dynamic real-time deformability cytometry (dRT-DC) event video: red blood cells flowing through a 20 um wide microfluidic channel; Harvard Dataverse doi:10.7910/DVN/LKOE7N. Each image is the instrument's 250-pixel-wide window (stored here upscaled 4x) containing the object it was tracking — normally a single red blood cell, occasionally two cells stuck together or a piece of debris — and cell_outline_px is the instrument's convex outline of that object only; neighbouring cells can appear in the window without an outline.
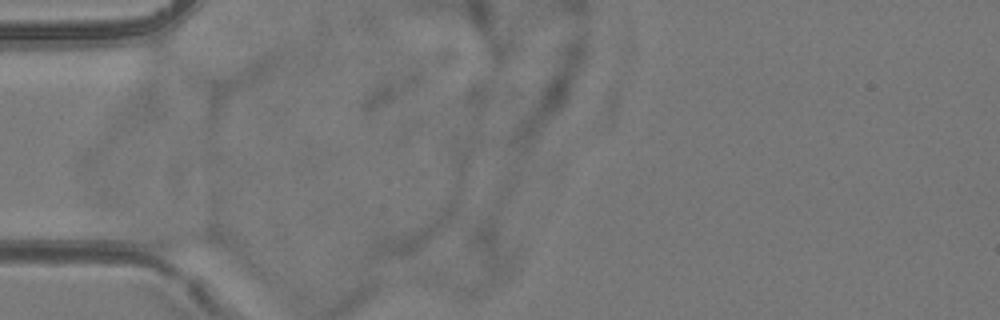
{"species": "common noctule bat (a hibernating species)", "species_latin": "Nyctalus noctula", "temperature_condition": "room temperature", "stored_images_in_passage": 2, "camera_frame_rate_fps": 3000, "um_per_image_px": 0.085, "animal": {"sex": "female", "body_mass_g": 24.6, "forearm_length_mm": 56.2}, "frame": {"image": 1, "passage_image": 1, "time_ms": 0.0, "image_size_px": [1000, 320], "cell_outline_px": [[228, 248], [172, 252], [152, 248], [140, 244], [124, 228], [124, 220], [148, 220], [212, 228], [220, 232]], "centroid_in_image_um": [14.82, 20.06], "position_along_channel_um": 70.2, "area_um2": 16.99}}